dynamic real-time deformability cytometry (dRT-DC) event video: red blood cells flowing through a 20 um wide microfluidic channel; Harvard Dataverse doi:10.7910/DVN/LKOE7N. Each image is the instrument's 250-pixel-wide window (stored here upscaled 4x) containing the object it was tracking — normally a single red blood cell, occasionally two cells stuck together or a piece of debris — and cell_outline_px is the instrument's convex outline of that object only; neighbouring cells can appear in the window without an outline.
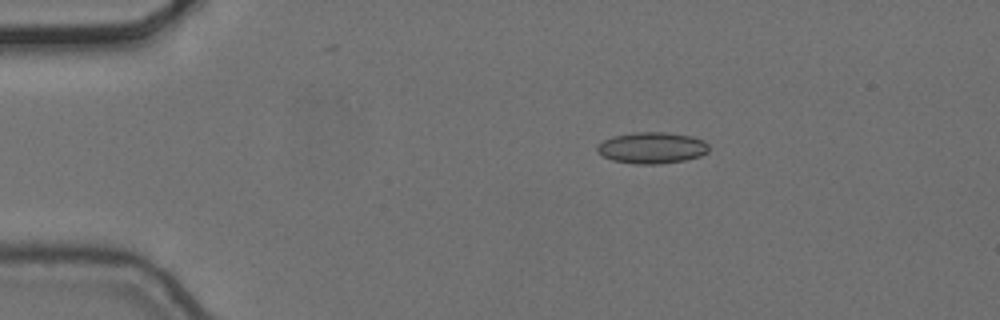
{"species": "common noctule bat (a hibernating species)", "species_latin": "Nyctalus noctula", "temperature_condition": "cold", "stored_images_in_passage": 9, "camera_frame_rate_fps": 3000, "um_per_image_px": 0.085, "animal": {"sex": "female", "body_mass_g": 24.6, "forearm_length_mm": 56.2}, "frame": {"image": 1, "passage_image": 1, "time_ms": 0.0, "image_size_px": [1000, 320], "cell_outline_px": [[708, 152], [700, 156], [684, 160], [660, 164], [636, 164], [612, 160], [596, 152], [596, 148], [604, 140], [612, 136], [632, 132], [664, 132], [692, 136], [704, 140], [708, 144]], "centroid_in_image_um": [55.42, 12.56], "position_along_channel_um": 29.6, "area_um2": 20.46}}
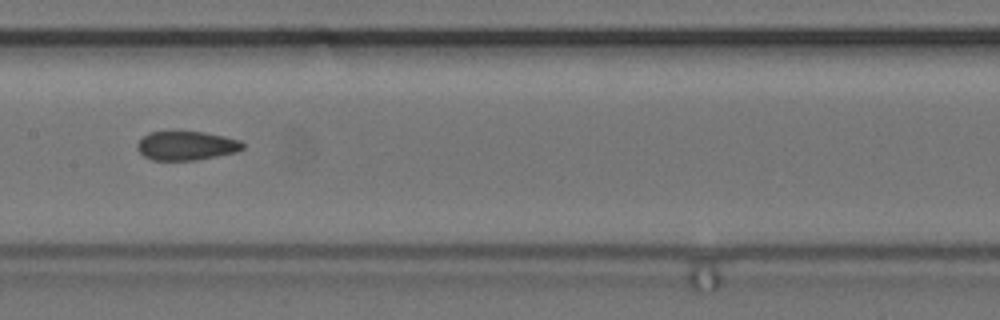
{"frame": {"image": 2, "passage_image": 6, "time_ms": 1.667, "image_size_px": [1000, 320], "cell_outline_px": [[244, 148], [236, 152], [196, 160], [152, 160], [144, 156], [136, 148], [136, 144], [148, 132], [204, 132], [224, 136], [240, 140], [244, 144]], "centroid_in_image_um": [15.84, 12.39], "position_along_channel_um": 191.6, "area_um2": 17.74}}
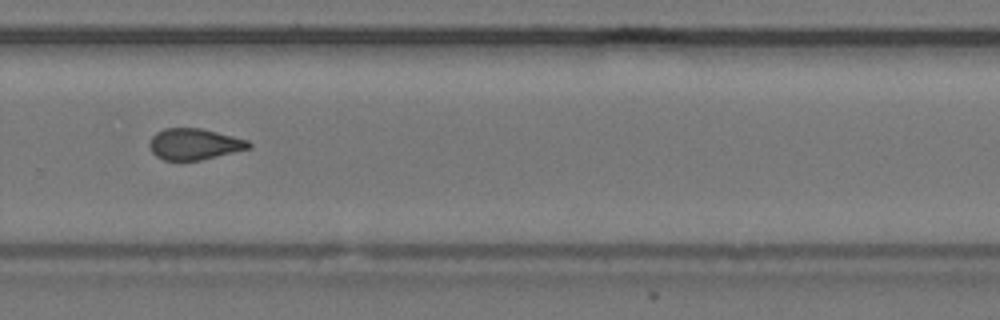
{"frame": {"image": 3, "passage_image": 9, "time_ms": 2.667, "image_size_px": [1000, 320], "cell_outline_px": [[252, 144], [248, 148], [200, 160], [164, 160], [156, 156], [152, 152], [148, 144], [152, 136], [156, 132], [164, 128], [200, 128], [248, 140]], "centroid_in_image_um": [16.46, 12.24], "position_along_channel_um": 313.3, "area_um2": 17.8}}